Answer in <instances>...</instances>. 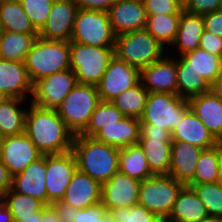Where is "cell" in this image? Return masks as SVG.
Listing matches in <instances>:
<instances>
[{"instance_id": "cell-1", "label": "cell", "mask_w": 222, "mask_h": 222, "mask_svg": "<svg viewBox=\"0 0 222 222\" xmlns=\"http://www.w3.org/2000/svg\"><path fill=\"white\" fill-rule=\"evenodd\" d=\"M24 133L43 154H60L72 150L73 132L56 109L42 108L30 102Z\"/></svg>"}, {"instance_id": "cell-2", "label": "cell", "mask_w": 222, "mask_h": 222, "mask_svg": "<svg viewBox=\"0 0 222 222\" xmlns=\"http://www.w3.org/2000/svg\"><path fill=\"white\" fill-rule=\"evenodd\" d=\"M72 152L77 168L101 185L119 171L120 149L81 134L74 136Z\"/></svg>"}, {"instance_id": "cell-3", "label": "cell", "mask_w": 222, "mask_h": 222, "mask_svg": "<svg viewBox=\"0 0 222 222\" xmlns=\"http://www.w3.org/2000/svg\"><path fill=\"white\" fill-rule=\"evenodd\" d=\"M32 84L70 68V42L37 37L24 60Z\"/></svg>"}, {"instance_id": "cell-4", "label": "cell", "mask_w": 222, "mask_h": 222, "mask_svg": "<svg viewBox=\"0 0 222 222\" xmlns=\"http://www.w3.org/2000/svg\"><path fill=\"white\" fill-rule=\"evenodd\" d=\"M167 49L146 29L119 34L115 39L114 55L140 71L161 59Z\"/></svg>"}, {"instance_id": "cell-5", "label": "cell", "mask_w": 222, "mask_h": 222, "mask_svg": "<svg viewBox=\"0 0 222 222\" xmlns=\"http://www.w3.org/2000/svg\"><path fill=\"white\" fill-rule=\"evenodd\" d=\"M100 102L95 85L77 83L56 111L73 134L77 135L86 129Z\"/></svg>"}, {"instance_id": "cell-6", "label": "cell", "mask_w": 222, "mask_h": 222, "mask_svg": "<svg viewBox=\"0 0 222 222\" xmlns=\"http://www.w3.org/2000/svg\"><path fill=\"white\" fill-rule=\"evenodd\" d=\"M114 56V47L88 46L70 41V69L77 83L97 85L108 63Z\"/></svg>"}, {"instance_id": "cell-7", "label": "cell", "mask_w": 222, "mask_h": 222, "mask_svg": "<svg viewBox=\"0 0 222 222\" xmlns=\"http://www.w3.org/2000/svg\"><path fill=\"white\" fill-rule=\"evenodd\" d=\"M184 186L170 175H153L141 181L138 204L155 216L168 219L177 196Z\"/></svg>"}, {"instance_id": "cell-8", "label": "cell", "mask_w": 222, "mask_h": 222, "mask_svg": "<svg viewBox=\"0 0 222 222\" xmlns=\"http://www.w3.org/2000/svg\"><path fill=\"white\" fill-rule=\"evenodd\" d=\"M189 110V101L177 94L149 92L140 123L172 132Z\"/></svg>"}, {"instance_id": "cell-9", "label": "cell", "mask_w": 222, "mask_h": 222, "mask_svg": "<svg viewBox=\"0 0 222 222\" xmlns=\"http://www.w3.org/2000/svg\"><path fill=\"white\" fill-rule=\"evenodd\" d=\"M115 39L107 12L78 10L70 41L88 46L114 47Z\"/></svg>"}, {"instance_id": "cell-10", "label": "cell", "mask_w": 222, "mask_h": 222, "mask_svg": "<svg viewBox=\"0 0 222 222\" xmlns=\"http://www.w3.org/2000/svg\"><path fill=\"white\" fill-rule=\"evenodd\" d=\"M47 205L61 200L77 168L72 150L60 154H46Z\"/></svg>"}, {"instance_id": "cell-11", "label": "cell", "mask_w": 222, "mask_h": 222, "mask_svg": "<svg viewBox=\"0 0 222 222\" xmlns=\"http://www.w3.org/2000/svg\"><path fill=\"white\" fill-rule=\"evenodd\" d=\"M76 84L75 73L70 68L43 77L33 84L30 101L42 108L57 109Z\"/></svg>"}, {"instance_id": "cell-12", "label": "cell", "mask_w": 222, "mask_h": 222, "mask_svg": "<svg viewBox=\"0 0 222 222\" xmlns=\"http://www.w3.org/2000/svg\"><path fill=\"white\" fill-rule=\"evenodd\" d=\"M141 71L120 60L115 55L108 63L102 79L96 85L101 101L111 102L114 98L140 82Z\"/></svg>"}, {"instance_id": "cell-13", "label": "cell", "mask_w": 222, "mask_h": 222, "mask_svg": "<svg viewBox=\"0 0 222 222\" xmlns=\"http://www.w3.org/2000/svg\"><path fill=\"white\" fill-rule=\"evenodd\" d=\"M78 10L75 0H54L46 23L38 31V37L70 42Z\"/></svg>"}, {"instance_id": "cell-14", "label": "cell", "mask_w": 222, "mask_h": 222, "mask_svg": "<svg viewBox=\"0 0 222 222\" xmlns=\"http://www.w3.org/2000/svg\"><path fill=\"white\" fill-rule=\"evenodd\" d=\"M42 155L25 133L4 137L0 150V160L11 176L22 172Z\"/></svg>"}, {"instance_id": "cell-15", "label": "cell", "mask_w": 222, "mask_h": 222, "mask_svg": "<svg viewBox=\"0 0 222 222\" xmlns=\"http://www.w3.org/2000/svg\"><path fill=\"white\" fill-rule=\"evenodd\" d=\"M140 183L141 181L118 171L102 184V204L108 211L138 204Z\"/></svg>"}, {"instance_id": "cell-16", "label": "cell", "mask_w": 222, "mask_h": 222, "mask_svg": "<svg viewBox=\"0 0 222 222\" xmlns=\"http://www.w3.org/2000/svg\"><path fill=\"white\" fill-rule=\"evenodd\" d=\"M169 52L141 70L140 81L148 92L177 94V58H170Z\"/></svg>"}, {"instance_id": "cell-17", "label": "cell", "mask_w": 222, "mask_h": 222, "mask_svg": "<svg viewBox=\"0 0 222 222\" xmlns=\"http://www.w3.org/2000/svg\"><path fill=\"white\" fill-rule=\"evenodd\" d=\"M107 13L116 36L145 29L147 14L142 0H118Z\"/></svg>"}, {"instance_id": "cell-18", "label": "cell", "mask_w": 222, "mask_h": 222, "mask_svg": "<svg viewBox=\"0 0 222 222\" xmlns=\"http://www.w3.org/2000/svg\"><path fill=\"white\" fill-rule=\"evenodd\" d=\"M45 155L31 162L22 172L12 176L11 190L39 199L47 205Z\"/></svg>"}, {"instance_id": "cell-19", "label": "cell", "mask_w": 222, "mask_h": 222, "mask_svg": "<svg viewBox=\"0 0 222 222\" xmlns=\"http://www.w3.org/2000/svg\"><path fill=\"white\" fill-rule=\"evenodd\" d=\"M102 185L89 175L76 170L61 201L84 209L101 201Z\"/></svg>"}, {"instance_id": "cell-20", "label": "cell", "mask_w": 222, "mask_h": 222, "mask_svg": "<svg viewBox=\"0 0 222 222\" xmlns=\"http://www.w3.org/2000/svg\"><path fill=\"white\" fill-rule=\"evenodd\" d=\"M204 149L183 141H172L171 165L168 175L188 185L196 171L197 161Z\"/></svg>"}, {"instance_id": "cell-21", "label": "cell", "mask_w": 222, "mask_h": 222, "mask_svg": "<svg viewBox=\"0 0 222 222\" xmlns=\"http://www.w3.org/2000/svg\"><path fill=\"white\" fill-rule=\"evenodd\" d=\"M0 90L9 98L26 100L27 93L32 95L33 84L24 62L0 59Z\"/></svg>"}, {"instance_id": "cell-22", "label": "cell", "mask_w": 222, "mask_h": 222, "mask_svg": "<svg viewBox=\"0 0 222 222\" xmlns=\"http://www.w3.org/2000/svg\"><path fill=\"white\" fill-rule=\"evenodd\" d=\"M190 109L217 141H222V99L212 91L189 100Z\"/></svg>"}, {"instance_id": "cell-23", "label": "cell", "mask_w": 222, "mask_h": 222, "mask_svg": "<svg viewBox=\"0 0 222 222\" xmlns=\"http://www.w3.org/2000/svg\"><path fill=\"white\" fill-rule=\"evenodd\" d=\"M140 119L123 117L111 126H103L93 138L119 149L138 144L140 138Z\"/></svg>"}, {"instance_id": "cell-24", "label": "cell", "mask_w": 222, "mask_h": 222, "mask_svg": "<svg viewBox=\"0 0 222 222\" xmlns=\"http://www.w3.org/2000/svg\"><path fill=\"white\" fill-rule=\"evenodd\" d=\"M172 141H183L202 149L215 147L217 140L190 109L171 132Z\"/></svg>"}, {"instance_id": "cell-25", "label": "cell", "mask_w": 222, "mask_h": 222, "mask_svg": "<svg viewBox=\"0 0 222 222\" xmlns=\"http://www.w3.org/2000/svg\"><path fill=\"white\" fill-rule=\"evenodd\" d=\"M176 67H184V71H192L212 84L222 73V58L197 48L194 51L181 55L176 60Z\"/></svg>"}, {"instance_id": "cell-26", "label": "cell", "mask_w": 222, "mask_h": 222, "mask_svg": "<svg viewBox=\"0 0 222 222\" xmlns=\"http://www.w3.org/2000/svg\"><path fill=\"white\" fill-rule=\"evenodd\" d=\"M202 15L192 14L184 9L181 12L179 28L171 46L178 50V57L199 48V41L204 32Z\"/></svg>"}, {"instance_id": "cell-27", "label": "cell", "mask_w": 222, "mask_h": 222, "mask_svg": "<svg viewBox=\"0 0 222 222\" xmlns=\"http://www.w3.org/2000/svg\"><path fill=\"white\" fill-rule=\"evenodd\" d=\"M208 216L207 210L195 191L185 185L179 192L168 220L173 222H200Z\"/></svg>"}, {"instance_id": "cell-28", "label": "cell", "mask_w": 222, "mask_h": 222, "mask_svg": "<svg viewBox=\"0 0 222 222\" xmlns=\"http://www.w3.org/2000/svg\"><path fill=\"white\" fill-rule=\"evenodd\" d=\"M0 31L38 34L19 0H0Z\"/></svg>"}, {"instance_id": "cell-29", "label": "cell", "mask_w": 222, "mask_h": 222, "mask_svg": "<svg viewBox=\"0 0 222 222\" xmlns=\"http://www.w3.org/2000/svg\"><path fill=\"white\" fill-rule=\"evenodd\" d=\"M138 144L145 154L153 175H168L171 165L172 141L139 139Z\"/></svg>"}, {"instance_id": "cell-30", "label": "cell", "mask_w": 222, "mask_h": 222, "mask_svg": "<svg viewBox=\"0 0 222 222\" xmlns=\"http://www.w3.org/2000/svg\"><path fill=\"white\" fill-rule=\"evenodd\" d=\"M38 34L0 31V59L24 62Z\"/></svg>"}, {"instance_id": "cell-31", "label": "cell", "mask_w": 222, "mask_h": 222, "mask_svg": "<svg viewBox=\"0 0 222 222\" xmlns=\"http://www.w3.org/2000/svg\"><path fill=\"white\" fill-rule=\"evenodd\" d=\"M119 171L139 181L153 176L139 144L120 149Z\"/></svg>"}, {"instance_id": "cell-32", "label": "cell", "mask_w": 222, "mask_h": 222, "mask_svg": "<svg viewBox=\"0 0 222 222\" xmlns=\"http://www.w3.org/2000/svg\"><path fill=\"white\" fill-rule=\"evenodd\" d=\"M25 100L8 98L0 104V132L6 136L19 135L25 131L27 110H23L21 103Z\"/></svg>"}, {"instance_id": "cell-33", "label": "cell", "mask_w": 222, "mask_h": 222, "mask_svg": "<svg viewBox=\"0 0 222 222\" xmlns=\"http://www.w3.org/2000/svg\"><path fill=\"white\" fill-rule=\"evenodd\" d=\"M181 14L147 15L145 29L166 49L175 41ZM168 46V47H167Z\"/></svg>"}, {"instance_id": "cell-34", "label": "cell", "mask_w": 222, "mask_h": 222, "mask_svg": "<svg viewBox=\"0 0 222 222\" xmlns=\"http://www.w3.org/2000/svg\"><path fill=\"white\" fill-rule=\"evenodd\" d=\"M149 92L140 81L134 87L122 92L111 102L125 117L140 119L147 102Z\"/></svg>"}, {"instance_id": "cell-35", "label": "cell", "mask_w": 222, "mask_h": 222, "mask_svg": "<svg viewBox=\"0 0 222 222\" xmlns=\"http://www.w3.org/2000/svg\"><path fill=\"white\" fill-rule=\"evenodd\" d=\"M7 208L10 210L13 222H23L32 214L39 212L45 204L37 198L23 195L9 189L2 197Z\"/></svg>"}, {"instance_id": "cell-36", "label": "cell", "mask_w": 222, "mask_h": 222, "mask_svg": "<svg viewBox=\"0 0 222 222\" xmlns=\"http://www.w3.org/2000/svg\"><path fill=\"white\" fill-rule=\"evenodd\" d=\"M125 117L112 102L101 101L81 135L93 137L103 126H111Z\"/></svg>"}, {"instance_id": "cell-37", "label": "cell", "mask_w": 222, "mask_h": 222, "mask_svg": "<svg viewBox=\"0 0 222 222\" xmlns=\"http://www.w3.org/2000/svg\"><path fill=\"white\" fill-rule=\"evenodd\" d=\"M211 91V84L202 76L192 71H184V67H177V95L189 100L197 95Z\"/></svg>"}, {"instance_id": "cell-38", "label": "cell", "mask_w": 222, "mask_h": 222, "mask_svg": "<svg viewBox=\"0 0 222 222\" xmlns=\"http://www.w3.org/2000/svg\"><path fill=\"white\" fill-rule=\"evenodd\" d=\"M204 204L208 215L222 217V182L189 183Z\"/></svg>"}, {"instance_id": "cell-39", "label": "cell", "mask_w": 222, "mask_h": 222, "mask_svg": "<svg viewBox=\"0 0 222 222\" xmlns=\"http://www.w3.org/2000/svg\"><path fill=\"white\" fill-rule=\"evenodd\" d=\"M220 181L217 144L215 147L204 149L197 161L194 179L190 183H214Z\"/></svg>"}, {"instance_id": "cell-40", "label": "cell", "mask_w": 222, "mask_h": 222, "mask_svg": "<svg viewBox=\"0 0 222 222\" xmlns=\"http://www.w3.org/2000/svg\"><path fill=\"white\" fill-rule=\"evenodd\" d=\"M109 222H163L165 218L155 216L144 206L136 204L108 211Z\"/></svg>"}, {"instance_id": "cell-41", "label": "cell", "mask_w": 222, "mask_h": 222, "mask_svg": "<svg viewBox=\"0 0 222 222\" xmlns=\"http://www.w3.org/2000/svg\"><path fill=\"white\" fill-rule=\"evenodd\" d=\"M34 28L39 31L46 23L54 0H19Z\"/></svg>"}, {"instance_id": "cell-42", "label": "cell", "mask_w": 222, "mask_h": 222, "mask_svg": "<svg viewBox=\"0 0 222 222\" xmlns=\"http://www.w3.org/2000/svg\"><path fill=\"white\" fill-rule=\"evenodd\" d=\"M147 15L181 14L183 8L176 0H142Z\"/></svg>"}, {"instance_id": "cell-43", "label": "cell", "mask_w": 222, "mask_h": 222, "mask_svg": "<svg viewBox=\"0 0 222 222\" xmlns=\"http://www.w3.org/2000/svg\"><path fill=\"white\" fill-rule=\"evenodd\" d=\"M73 222H109L108 210L98 202L84 209H79Z\"/></svg>"}, {"instance_id": "cell-44", "label": "cell", "mask_w": 222, "mask_h": 222, "mask_svg": "<svg viewBox=\"0 0 222 222\" xmlns=\"http://www.w3.org/2000/svg\"><path fill=\"white\" fill-rule=\"evenodd\" d=\"M220 0H190L183 8L185 11L204 15L217 11Z\"/></svg>"}, {"instance_id": "cell-45", "label": "cell", "mask_w": 222, "mask_h": 222, "mask_svg": "<svg viewBox=\"0 0 222 222\" xmlns=\"http://www.w3.org/2000/svg\"><path fill=\"white\" fill-rule=\"evenodd\" d=\"M199 48L222 58V38L206 30L201 35Z\"/></svg>"}, {"instance_id": "cell-46", "label": "cell", "mask_w": 222, "mask_h": 222, "mask_svg": "<svg viewBox=\"0 0 222 222\" xmlns=\"http://www.w3.org/2000/svg\"><path fill=\"white\" fill-rule=\"evenodd\" d=\"M139 139H156L161 141H172V134L164 128H158L154 125L140 124Z\"/></svg>"}, {"instance_id": "cell-47", "label": "cell", "mask_w": 222, "mask_h": 222, "mask_svg": "<svg viewBox=\"0 0 222 222\" xmlns=\"http://www.w3.org/2000/svg\"><path fill=\"white\" fill-rule=\"evenodd\" d=\"M202 17L204 29L222 38V13L214 11L212 13L204 14Z\"/></svg>"}, {"instance_id": "cell-48", "label": "cell", "mask_w": 222, "mask_h": 222, "mask_svg": "<svg viewBox=\"0 0 222 222\" xmlns=\"http://www.w3.org/2000/svg\"><path fill=\"white\" fill-rule=\"evenodd\" d=\"M118 0H75L79 9L107 12Z\"/></svg>"}, {"instance_id": "cell-49", "label": "cell", "mask_w": 222, "mask_h": 222, "mask_svg": "<svg viewBox=\"0 0 222 222\" xmlns=\"http://www.w3.org/2000/svg\"><path fill=\"white\" fill-rule=\"evenodd\" d=\"M56 211L62 222H73L74 217L79 209L71 207L67 203L58 200L50 204Z\"/></svg>"}, {"instance_id": "cell-50", "label": "cell", "mask_w": 222, "mask_h": 222, "mask_svg": "<svg viewBox=\"0 0 222 222\" xmlns=\"http://www.w3.org/2000/svg\"><path fill=\"white\" fill-rule=\"evenodd\" d=\"M12 176L7 167L0 160V198L11 189Z\"/></svg>"}, {"instance_id": "cell-51", "label": "cell", "mask_w": 222, "mask_h": 222, "mask_svg": "<svg viewBox=\"0 0 222 222\" xmlns=\"http://www.w3.org/2000/svg\"><path fill=\"white\" fill-rule=\"evenodd\" d=\"M41 222H62L55 209L51 205H45L42 208Z\"/></svg>"}, {"instance_id": "cell-52", "label": "cell", "mask_w": 222, "mask_h": 222, "mask_svg": "<svg viewBox=\"0 0 222 222\" xmlns=\"http://www.w3.org/2000/svg\"><path fill=\"white\" fill-rule=\"evenodd\" d=\"M0 222H13L12 214L2 198H0Z\"/></svg>"}, {"instance_id": "cell-53", "label": "cell", "mask_w": 222, "mask_h": 222, "mask_svg": "<svg viewBox=\"0 0 222 222\" xmlns=\"http://www.w3.org/2000/svg\"><path fill=\"white\" fill-rule=\"evenodd\" d=\"M211 91L222 99V73L211 84Z\"/></svg>"}, {"instance_id": "cell-54", "label": "cell", "mask_w": 222, "mask_h": 222, "mask_svg": "<svg viewBox=\"0 0 222 222\" xmlns=\"http://www.w3.org/2000/svg\"><path fill=\"white\" fill-rule=\"evenodd\" d=\"M217 157L219 167L220 182H222V141L217 142Z\"/></svg>"}, {"instance_id": "cell-55", "label": "cell", "mask_w": 222, "mask_h": 222, "mask_svg": "<svg viewBox=\"0 0 222 222\" xmlns=\"http://www.w3.org/2000/svg\"><path fill=\"white\" fill-rule=\"evenodd\" d=\"M42 209L39 212L32 214V217L26 218L23 222H41Z\"/></svg>"}, {"instance_id": "cell-56", "label": "cell", "mask_w": 222, "mask_h": 222, "mask_svg": "<svg viewBox=\"0 0 222 222\" xmlns=\"http://www.w3.org/2000/svg\"><path fill=\"white\" fill-rule=\"evenodd\" d=\"M200 222H222V217L208 215L207 217L202 219Z\"/></svg>"}, {"instance_id": "cell-57", "label": "cell", "mask_w": 222, "mask_h": 222, "mask_svg": "<svg viewBox=\"0 0 222 222\" xmlns=\"http://www.w3.org/2000/svg\"><path fill=\"white\" fill-rule=\"evenodd\" d=\"M9 97L0 90V104L3 103Z\"/></svg>"}, {"instance_id": "cell-58", "label": "cell", "mask_w": 222, "mask_h": 222, "mask_svg": "<svg viewBox=\"0 0 222 222\" xmlns=\"http://www.w3.org/2000/svg\"><path fill=\"white\" fill-rule=\"evenodd\" d=\"M184 8L190 0H176Z\"/></svg>"}, {"instance_id": "cell-59", "label": "cell", "mask_w": 222, "mask_h": 222, "mask_svg": "<svg viewBox=\"0 0 222 222\" xmlns=\"http://www.w3.org/2000/svg\"><path fill=\"white\" fill-rule=\"evenodd\" d=\"M4 137L5 136L0 132V150H1V147L3 145Z\"/></svg>"}, {"instance_id": "cell-60", "label": "cell", "mask_w": 222, "mask_h": 222, "mask_svg": "<svg viewBox=\"0 0 222 222\" xmlns=\"http://www.w3.org/2000/svg\"><path fill=\"white\" fill-rule=\"evenodd\" d=\"M217 11H219L220 13H222V0H220V2H219V6H218Z\"/></svg>"}, {"instance_id": "cell-61", "label": "cell", "mask_w": 222, "mask_h": 222, "mask_svg": "<svg viewBox=\"0 0 222 222\" xmlns=\"http://www.w3.org/2000/svg\"><path fill=\"white\" fill-rule=\"evenodd\" d=\"M163 222H173V221H170V220H168V219H165Z\"/></svg>"}]
</instances>
